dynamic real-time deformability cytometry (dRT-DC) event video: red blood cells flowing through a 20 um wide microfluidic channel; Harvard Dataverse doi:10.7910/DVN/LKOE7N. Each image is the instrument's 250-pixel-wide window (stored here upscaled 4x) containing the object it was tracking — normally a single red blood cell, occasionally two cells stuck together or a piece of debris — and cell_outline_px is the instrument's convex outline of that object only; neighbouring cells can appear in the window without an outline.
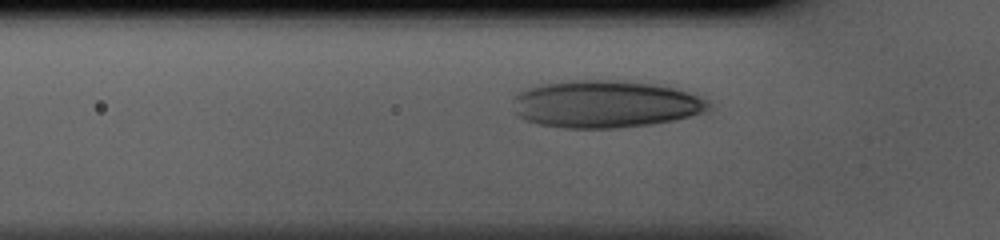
{"species": "human", "species_latin": "Homo sapiens", "temperature_condition": "cold", "stored_images_in_passage": 32, "camera_frame_rate_fps": 3000, "um_per_image_px": 0.085, "donor": {"sex": "male"}, "frame": {"image": 1, "passage_image": 6, "time_ms": 1.667, "image_size_px": [1000, 240], "cell_outline_px": [[712, 108], [704, 112], [676, 120], [652, 124], [616, 128], [564, 128], [540, 124], [524, 120], [516, 116], [512, 100], [516, 92], [528, 88], [544, 84], [568, 80], [620, 80], [652, 84], [672, 88], [688, 92], [708, 100], [712, 104]], "centroid_in_image_um": [51.43, 8.85], "position_along_channel_um": 74.4, "area_um2": 54.33}}
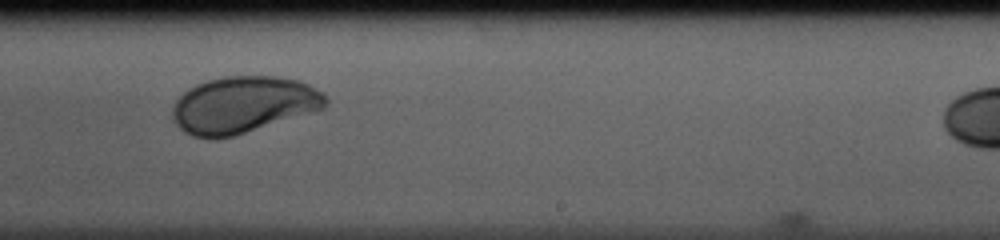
{"frame": {"image": 2, "passage_image": 20, "time_ms": 6.333, "image_size_px": [1000, 240], "cell_outline_px": [[328, 100], [324, 108], [236, 136], [216, 140], [192, 136], [184, 132], [176, 124], [172, 116], [172, 108], [176, 100], [188, 88], [196, 84], [208, 80], [224, 76], [276, 76], [300, 80], [324, 92]], "centroid_in_image_um": [20.67, 8.91], "position_along_channel_um": 268.3, "area_um2": 51.04}}
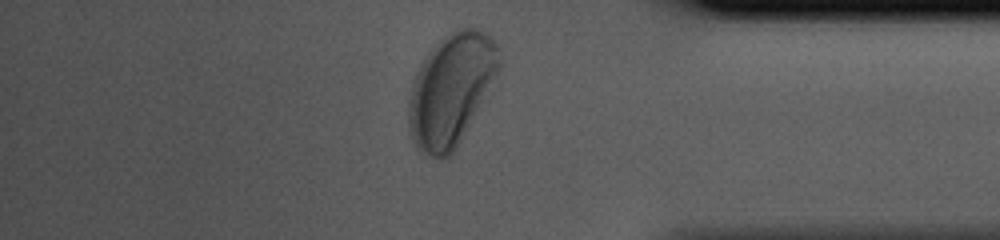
{"frame": {"image": 3, "passage_image": 30, "time_ms": 9.667, "image_size_px": [1000, 240], "cell_outline_px": [[504, 64], [456, 148], [444, 160], [420, 152], [416, 148], [412, 140], [408, 128], [408, 100], [412, 84], [416, 72], [420, 64], [428, 52], [444, 36], [456, 28], [480, 28], [492, 36], [500, 44]], "centroid_in_image_um": [38.38, 7.57], "position_along_channel_um": 396.8, "area_um2": 59.94}}